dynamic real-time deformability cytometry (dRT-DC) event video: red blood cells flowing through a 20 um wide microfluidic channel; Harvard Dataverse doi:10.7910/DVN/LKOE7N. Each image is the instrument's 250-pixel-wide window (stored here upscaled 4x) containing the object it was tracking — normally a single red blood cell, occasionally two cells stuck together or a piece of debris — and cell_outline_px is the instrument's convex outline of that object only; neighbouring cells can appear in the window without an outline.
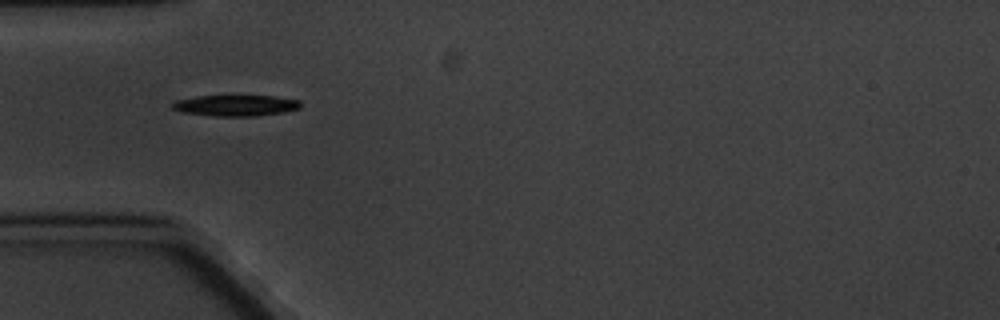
{"species": "common noctule bat (a hibernating species)", "species_latin": "Nyctalus noctula", "temperature_condition": "cold", "stored_images_in_passage": 4, "camera_frame_rate_fps": 3000, "um_per_image_px": 0.085, "animal": {"sex": "male", "body_mass_g": 20.1, "forearm_length_mm": 53.5}, "frame": {"image": 1, "passage_image": 2, "time_ms": 1.0, "image_size_px": [1000, 320], "cell_outline_px": [[300, 108], [284, 112], [252, 116], [216, 116], [180, 112], [172, 108], [172, 104], [176, 100], [196, 96], [276, 96], [300, 100]], "centroid_in_image_um": [20.03, 8.96], "position_along_channel_um": 65.0, "area_um2": 15.66}}